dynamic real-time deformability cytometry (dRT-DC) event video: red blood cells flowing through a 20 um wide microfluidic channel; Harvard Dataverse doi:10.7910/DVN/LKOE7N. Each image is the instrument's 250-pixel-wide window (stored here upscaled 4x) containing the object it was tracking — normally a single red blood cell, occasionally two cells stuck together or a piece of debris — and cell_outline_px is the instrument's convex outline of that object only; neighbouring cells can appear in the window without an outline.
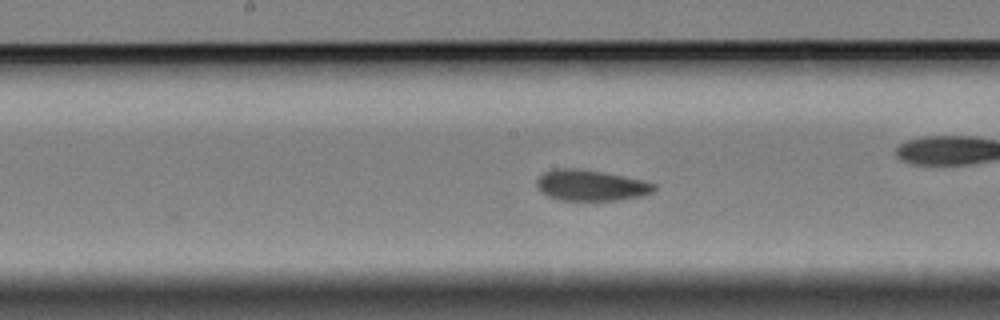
{"species": "Egyptian fruit bat (a non-hibernating species)", "species_latin": "Rousettus aegyptiacus", "temperature_condition": "cold", "stored_images_in_passage": 23, "camera_frame_rate_fps": 3000, "um_per_image_px": 0.085, "animal": {"sex": "female"}, "frame": {"image": 1, "passage_image": 12, "time_ms": 3.667, "image_size_px": [1000, 320], "cell_outline_px": [[656, 188], [652, 192], [640, 196], [620, 200], [560, 200], [548, 196], [536, 184], [536, 180], [544, 172], [552, 168], [580, 168], [604, 172], [640, 180], [656, 184]], "centroid_in_image_um": [50.21, 15.74], "position_along_channel_um": 198.0, "area_um2": 20.98}}
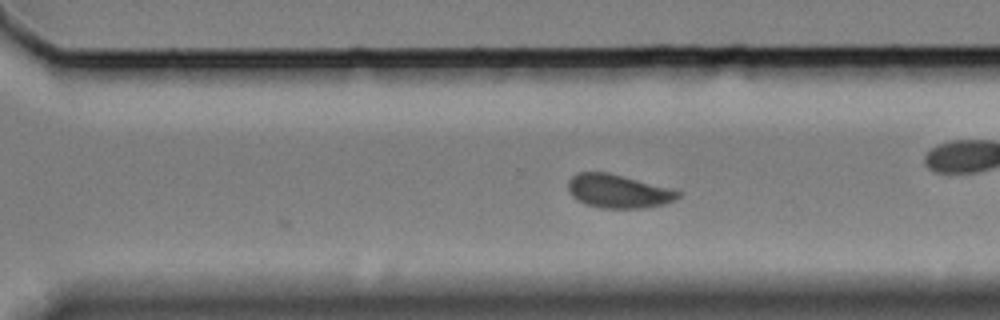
{"frame": {"image": 2, "passage_image": 23, "time_ms": 7.333, "image_size_px": [1000, 320], "cell_outline_px": [[680, 196], [676, 200], [664, 204], [644, 208], [600, 208], [584, 204], [576, 200], [568, 192], [568, 180], [572, 176], [580, 172], [608, 172], [676, 188], [680, 192]], "centroid_in_image_um": [52.58, 16.25], "position_along_channel_um": 318.0, "area_um2": 22.02}}